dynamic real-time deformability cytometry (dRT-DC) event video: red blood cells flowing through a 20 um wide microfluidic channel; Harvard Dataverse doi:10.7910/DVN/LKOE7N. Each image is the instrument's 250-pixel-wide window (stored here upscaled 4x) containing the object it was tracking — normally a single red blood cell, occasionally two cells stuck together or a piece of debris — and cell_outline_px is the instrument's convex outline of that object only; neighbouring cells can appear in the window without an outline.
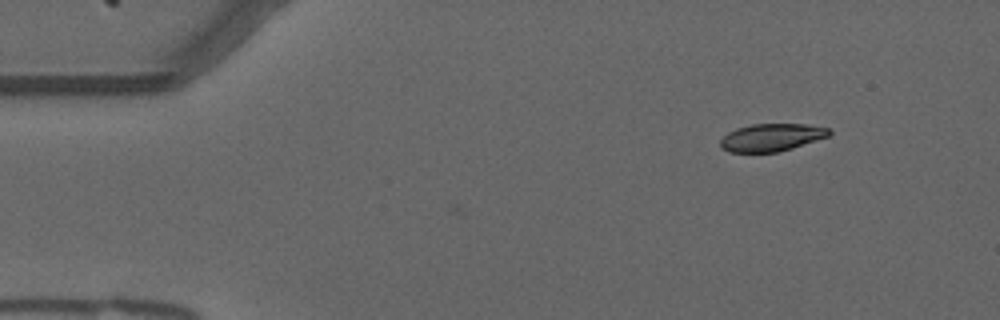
{"species": "common noctule bat (a hibernating species)", "species_latin": "Nyctalus noctula", "temperature_condition": "warm", "stored_images_in_passage": 50, "camera_frame_rate_fps": 3000, "um_per_image_px": 0.085, "animal": {"sex": "male", "forearm_length_mm": 52.5}, "frame": {"image": 1, "passage_image": 1, "time_ms": 0.0, "image_size_px": [1000, 320], "cell_outline_px": [[832, 132], [828, 136], [792, 148], [776, 152], [728, 152], [720, 148], [720, 140], [728, 132], [736, 128], [752, 124], [808, 124], [828, 128]], "centroid_in_image_um": [65.55, 11.68], "position_along_channel_um": 19.5, "area_um2": 17.46}}
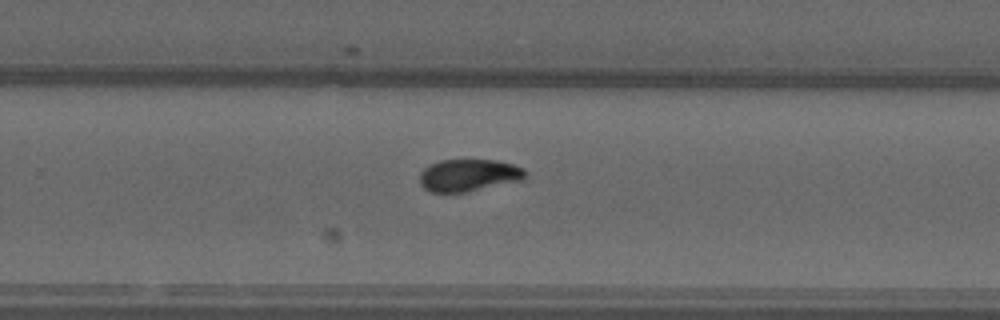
{"frame": {"image": 2, "passage_image": 30, "time_ms": 9.667, "image_size_px": [1000, 320], "cell_outline_px": [[524, 180], [468, 192], [432, 192], [424, 188], [420, 184], [420, 172], [428, 164], [440, 160], [496, 160], [512, 164], [524, 168]], "centroid_in_image_um": [39.82, 14.9], "position_along_channel_um": 290.0, "area_um2": 19.94}}
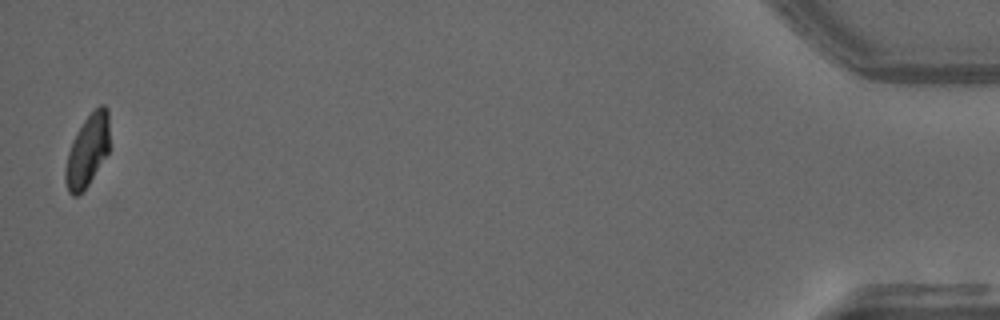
{"frame": {"image": 3, "passage_image": 49, "time_ms": 16.0, "image_size_px": [1000, 320], "cell_outline_px": [[108, 152], [88, 184], [76, 196], [72, 196], [68, 192], [64, 180], [64, 172], [68, 152], [72, 140], [76, 132], [84, 120], [100, 104], [104, 104], [108, 108]], "centroid_in_image_um": [7.4, 12.8], "position_along_channel_um": 427.8, "area_um2": 18.26}, "authors_computed_cell_mechanics": {"area_um2": 19.9121, "velocity_mm_per_s": 3.7086, "shape_relaxation_time_tau1_ms": 3.8024, "shape_relaxation_time_tau2_ms": 1.9223, "deformation_change_tau1": 0.1692, "deformation_change_tau2": 0.0491}}